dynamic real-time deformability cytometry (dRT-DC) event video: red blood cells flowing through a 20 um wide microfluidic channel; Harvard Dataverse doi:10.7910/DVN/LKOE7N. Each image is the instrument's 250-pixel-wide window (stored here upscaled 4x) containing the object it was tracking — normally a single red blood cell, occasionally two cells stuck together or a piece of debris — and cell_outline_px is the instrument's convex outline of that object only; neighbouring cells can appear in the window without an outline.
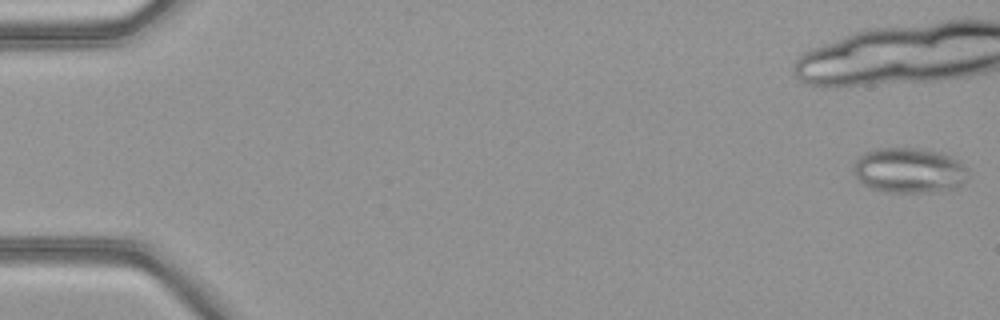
{"species": "common noctule bat (a hibernating species)", "species_latin": "Nyctalus noctula", "temperature_condition": "warm", "stored_images_in_passage": 16, "camera_frame_rate_fps": 3000, "um_per_image_px": 0.085, "animal": {"sex": "female", "body_mass_g": 21.9}, "frame": {"image": 1, "passage_image": 1, "time_ms": 0.0, "image_size_px": [1000, 320], "cell_outline_px": [[968, 176], [960, 188], [944, 192], [888, 192], [868, 188], [852, 172], [852, 168], [856, 160], [864, 152], [876, 148], [920, 148], [944, 152], [960, 160], [968, 168]], "centroid_in_image_um": [77.34, 14.49], "position_along_channel_um": 7.7, "area_um2": 31.1}}